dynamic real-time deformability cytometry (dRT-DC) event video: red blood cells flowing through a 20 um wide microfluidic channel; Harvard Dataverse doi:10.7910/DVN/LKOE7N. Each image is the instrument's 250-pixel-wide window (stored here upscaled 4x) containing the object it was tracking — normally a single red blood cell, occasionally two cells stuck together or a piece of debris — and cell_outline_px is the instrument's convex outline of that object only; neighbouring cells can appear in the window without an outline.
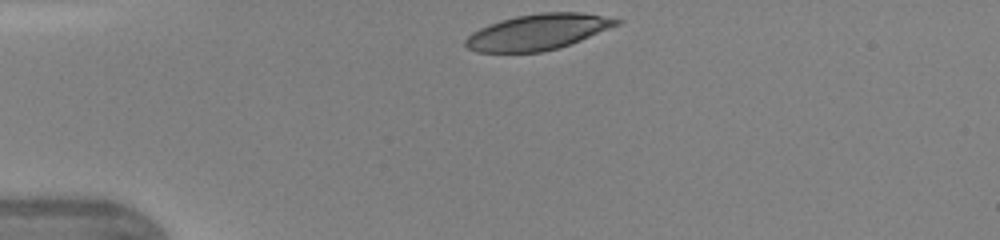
{"species": "human", "species_latin": "Homo sapiens", "temperature_condition": "warm", "stored_images_in_passage": 30, "camera_frame_rate_fps": 3000, "um_per_image_px": 0.085, "donor": {"sex": "female"}, "frame": {"image": 1, "passage_image": 1, "time_ms": 0.0, "image_size_px": [1000, 240], "cell_outline_px": [[624, 20], [620, 24], [580, 40], [556, 48], [540, 52], [476, 52], [468, 48], [464, 44], [464, 40], [472, 32], [488, 24], [500, 20], [516, 16], [540, 12], [580, 12]], "centroid_in_image_um": [45.69, 2.71], "position_along_channel_um": 39.3, "area_um2": 31.27}}
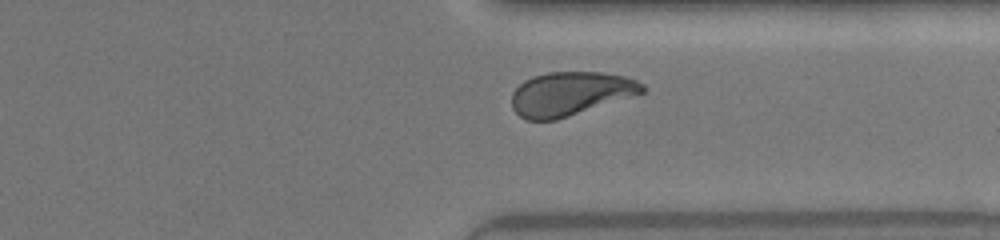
{"frame": {"image": 2, "passage_image": 26, "time_ms": 8.333, "image_size_px": [1000, 240], "cell_outline_px": [[644, 92], [556, 120], [528, 120], [520, 116], [512, 108], [512, 92], [524, 80], [532, 76], [548, 72], [600, 72], [624, 76], [636, 80], [644, 84]], "centroid_in_image_um": [48.44, 7.95], "position_along_channel_um": 363.0, "area_um2": 33.06}, "authors_computed_cell_mechanics": {"area_um2": 33.4084, "velocity_mm_per_s": 4.3558, "shape_relaxation_time_tau1_ms": 4.7259, "shape_relaxation_time_tau2_ms": 1.1725, "deformation_change_tau1": 0.1796, "deformation_change_tau2": 0.0738}}